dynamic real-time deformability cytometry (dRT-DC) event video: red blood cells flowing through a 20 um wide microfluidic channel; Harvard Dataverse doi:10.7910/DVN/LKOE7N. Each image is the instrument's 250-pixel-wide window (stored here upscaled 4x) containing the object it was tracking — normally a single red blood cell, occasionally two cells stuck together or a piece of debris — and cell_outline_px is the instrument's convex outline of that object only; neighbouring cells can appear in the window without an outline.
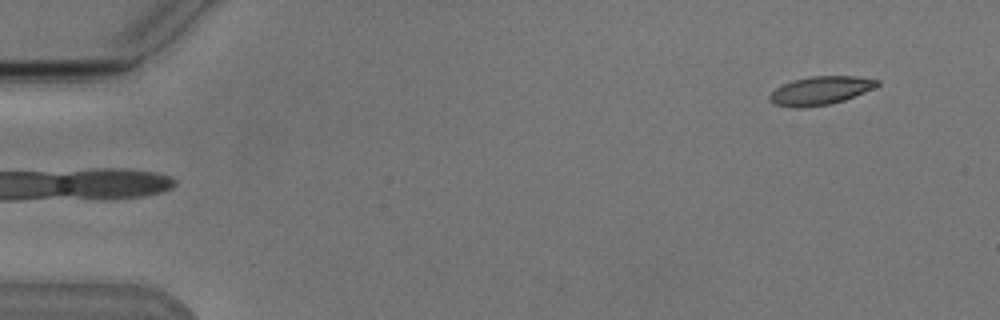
{"species": "Egyptian fruit bat (a non-hibernating species)", "species_latin": "Rousettus aegyptiacus", "temperature_condition": "cold", "stored_images_in_passage": 4, "camera_frame_rate_fps": 3000, "um_per_image_px": 0.085, "animal": {"sex": "male"}, "frame": {"image": 1, "passage_image": 4, "time_ms": 4.333, "image_size_px": [1000, 320], "cell_outline_px": [[880, 84], [864, 92], [844, 100], [832, 104], [804, 108], [792, 108], [776, 104], [768, 96], [776, 88], [792, 80], [812, 76], [856, 76], [880, 80]], "centroid_in_image_um": [69.74, 7.7], "position_along_channel_um": 15.3, "area_um2": 17.74}}